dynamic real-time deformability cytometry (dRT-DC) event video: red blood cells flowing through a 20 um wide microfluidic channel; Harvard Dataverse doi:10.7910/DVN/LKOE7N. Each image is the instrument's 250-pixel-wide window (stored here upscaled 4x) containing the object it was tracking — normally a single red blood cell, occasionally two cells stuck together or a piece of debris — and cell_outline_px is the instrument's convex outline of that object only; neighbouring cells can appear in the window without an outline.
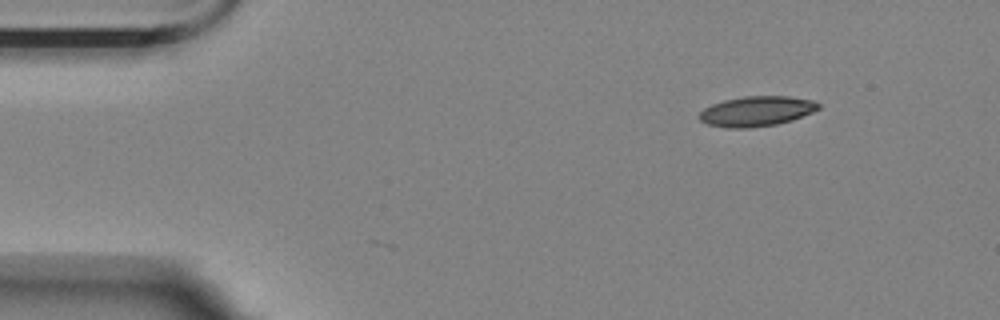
{"species": "Egyptian fruit bat (a non-hibernating species)", "species_latin": "Rousettus aegyptiacus", "temperature_condition": "room temperature", "stored_images_in_passage": 2, "camera_frame_rate_fps": 3000, "um_per_image_px": 0.085, "animal": {"sex": "female"}, "frame": {"image": 1, "passage_image": 2, "time_ms": 0.333, "image_size_px": [1000, 320], "cell_outline_px": [[820, 108], [812, 112], [792, 120], [776, 124], [752, 128], [728, 128], [708, 124], [700, 120], [696, 116], [704, 108], [712, 104], [724, 100], [744, 96], [788, 96], [812, 100], [820, 104]], "centroid_in_image_um": [64.28, 9.45], "position_along_channel_um": 20.7, "area_um2": 20.92}}